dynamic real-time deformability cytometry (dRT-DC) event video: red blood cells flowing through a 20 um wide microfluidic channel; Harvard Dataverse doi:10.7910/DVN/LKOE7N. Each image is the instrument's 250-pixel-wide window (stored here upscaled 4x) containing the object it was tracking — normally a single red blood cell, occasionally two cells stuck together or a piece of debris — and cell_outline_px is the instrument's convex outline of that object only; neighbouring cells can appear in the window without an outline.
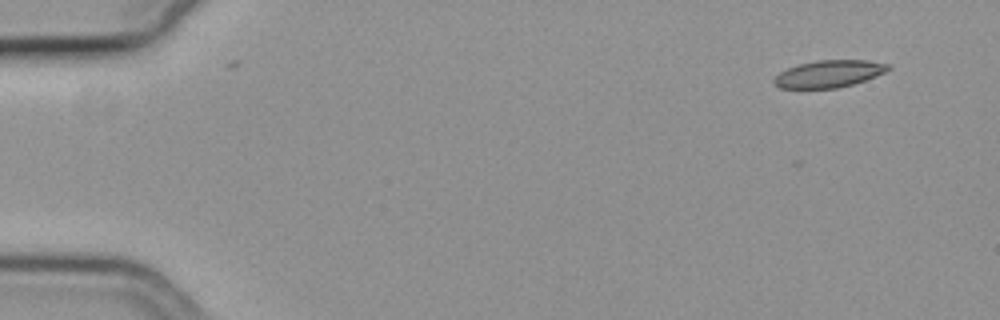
{"species": "common noctule bat (a hibernating species)", "species_latin": "Nyctalus noctula", "temperature_condition": "cold", "stored_images_in_passage": 3, "camera_frame_rate_fps": 3000, "um_per_image_px": 0.085, "animal": {"sex": "female", "body_mass_g": 19.3, "forearm_length_mm": 54.1}, "frame": {"image": 1, "passage_image": 1, "time_ms": 0.0, "image_size_px": [1000, 320], "cell_outline_px": [[892, 68], [876, 76], [852, 84], [836, 88], [780, 88], [772, 80], [780, 72], [788, 68], [800, 64], [816, 60], [868, 60], [888, 64]], "centroid_in_image_um": [70.47, 6.27], "position_along_channel_um": 14.5, "area_um2": 17.86}}